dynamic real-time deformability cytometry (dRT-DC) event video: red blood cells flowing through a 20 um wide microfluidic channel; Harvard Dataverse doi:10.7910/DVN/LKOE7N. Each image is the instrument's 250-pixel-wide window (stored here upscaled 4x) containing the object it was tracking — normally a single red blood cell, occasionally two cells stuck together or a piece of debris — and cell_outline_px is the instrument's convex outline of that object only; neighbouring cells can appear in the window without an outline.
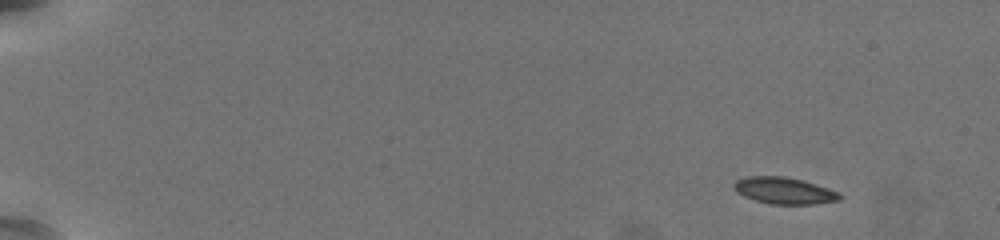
{"species": "common noctule bat (a hibernating species)", "species_latin": "Nyctalus noctula", "temperature_condition": "warm", "stored_images_in_passage": 53, "camera_frame_rate_fps": 3000, "um_per_image_px": 0.085, "animal": {"sex": "female", "body_mass_g": 19.5, "forearm_length_mm": 54.1}, "frame": {"image": 1, "passage_image": 1, "time_ms": 0.0, "image_size_px": [1000, 240], "cell_outline_px": [[840, 200], [812, 204], [772, 204], [756, 200], [744, 196], [736, 192], [732, 184], [736, 180], [744, 176], [784, 176], [804, 180], [840, 192]], "centroid_in_image_um": [66.63, 16.19], "position_along_channel_um": 18.4, "area_um2": 16.47}}
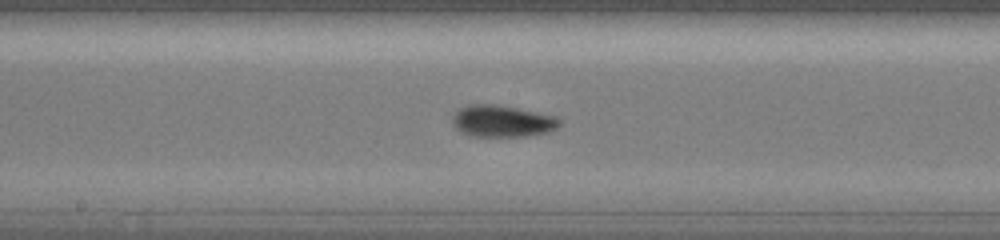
{"frame": {"image": 2, "passage_image": 29, "time_ms": 9.333, "image_size_px": [1000, 240], "cell_outline_px": [[560, 124], [556, 128], [548, 132], [528, 136], [468, 136], [460, 132], [452, 124], [452, 116], [460, 108], [468, 104], [496, 104], [556, 116], [560, 120]], "centroid_in_image_um": [42.65, 10.3], "position_along_channel_um": 205.5, "area_um2": 19.88}}
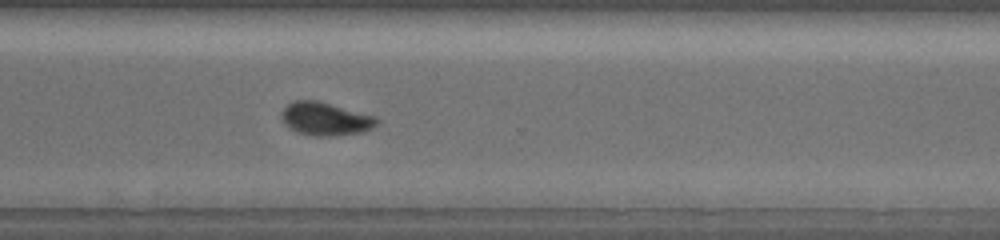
{"frame": {"image": 3, "passage_image": 40, "time_ms": 13.0, "image_size_px": [1000, 240], "cell_outline_px": [[380, 120], [372, 128], [364, 132], [332, 136], [312, 136], [288, 128], [284, 124], [280, 116], [284, 108], [288, 104], [296, 100], [320, 100], [372, 116]], "centroid_in_image_um": [27.63, 10.1], "position_along_channel_um": 343.0, "area_um2": 18.38}, "authors_computed_cell_mechanics": {"area_um2": 17.629, "velocity_mm_per_s": 3.7563, "shape_relaxation_time_tau1_ms": 6.7758, "shape_relaxation_time_tau2_ms": 1.2586, "deformation_change_tau1": 0.16, "deformation_change_tau2": 0.0403}}